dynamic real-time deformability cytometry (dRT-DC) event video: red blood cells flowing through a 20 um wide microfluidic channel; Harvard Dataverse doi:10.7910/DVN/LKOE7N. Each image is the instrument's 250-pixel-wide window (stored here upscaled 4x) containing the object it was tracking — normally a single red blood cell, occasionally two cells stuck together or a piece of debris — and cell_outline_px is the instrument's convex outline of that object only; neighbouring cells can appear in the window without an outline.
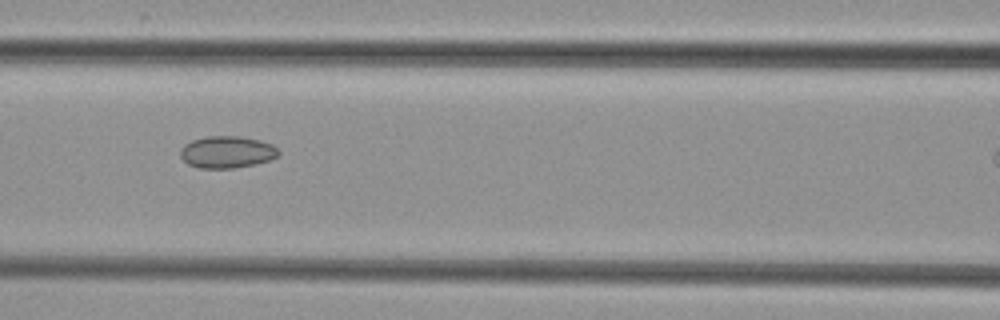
{"species": "common noctule bat (a hibernating species)", "species_latin": "Nyctalus noctula", "temperature_condition": "cold", "stored_images_in_passage": 5, "camera_frame_rate_fps": 3000, "um_per_image_px": 0.085, "animal": {"sex": "female", "body_mass_g": 29.2, "forearm_length_mm": 56.3}, "frame": {"image": 1, "passage_image": 4, "time_ms": 3.667, "image_size_px": [1000, 320], "cell_outline_px": [[280, 152], [272, 160], [256, 164], [232, 168], [200, 168], [188, 164], [180, 156], [180, 148], [184, 144], [192, 140], [208, 136], [240, 136], [260, 140], [272, 144]], "centroid_in_image_um": [19.29, 12.92], "position_along_channel_um": 147.3, "area_um2": 18.38}}